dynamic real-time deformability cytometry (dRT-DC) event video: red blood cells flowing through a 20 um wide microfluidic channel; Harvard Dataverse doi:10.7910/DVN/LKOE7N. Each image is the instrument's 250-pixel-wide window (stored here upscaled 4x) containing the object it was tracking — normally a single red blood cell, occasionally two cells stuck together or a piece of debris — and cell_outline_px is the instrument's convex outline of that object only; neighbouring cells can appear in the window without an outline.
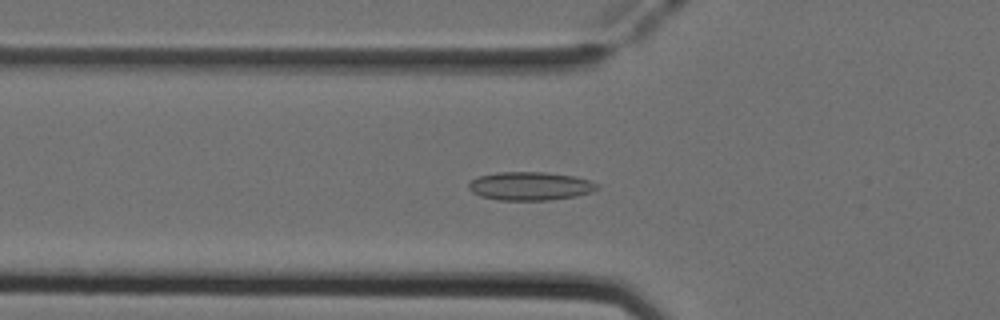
{"species": "Egyptian fruit bat (a non-hibernating species)", "species_latin": "Rousettus aegyptiacus", "temperature_condition": "cold", "stored_images_in_passage": 51, "camera_frame_rate_fps": 3000, "um_per_image_px": 0.085, "animal": {"sex": "female"}, "frame": {"image": 1, "passage_image": 18, "time_ms": 5.667, "image_size_px": [1000, 320], "cell_outline_px": [[600, 188], [592, 192], [576, 196], [552, 200], [500, 200], [480, 196], [472, 192], [468, 188], [468, 184], [472, 180], [480, 176], [500, 172], [544, 172], [572, 176], [588, 180], [600, 184]], "centroid_in_image_um": [45.09, 15.82], "position_along_channel_um": 80.7, "area_um2": 21.27}}
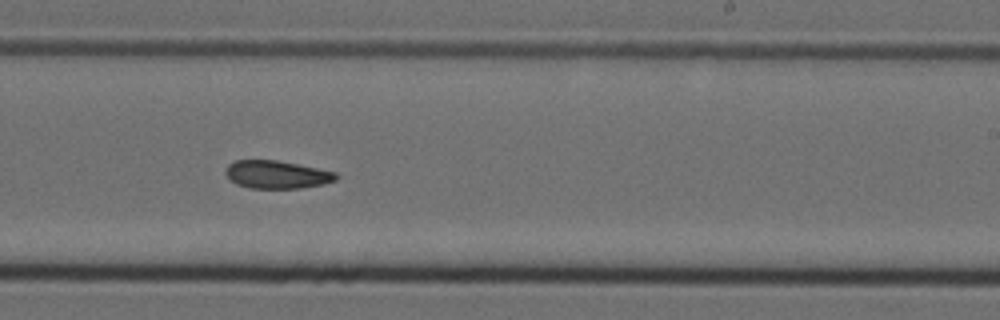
{"frame": {"image": 2, "passage_image": 32, "time_ms": 10.333, "image_size_px": [1000, 320], "cell_outline_px": [[340, 176], [336, 180], [324, 184], [300, 188], [248, 188], [236, 184], [228, 180], [224, 172], [228, 164], [236, 160], [276, 160], [336, 172]], "centroid_in_image_um": [23.49, 14.84], "position_along_channel_um": 265.5, "area_um2": 18.09}}
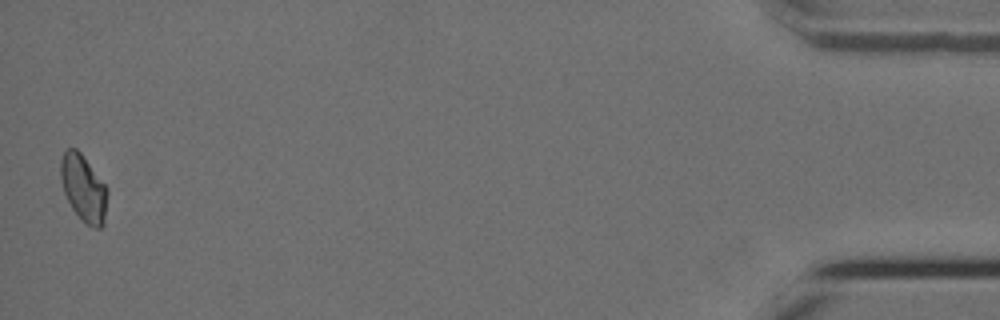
{"frame": {"image": 3, "passage_image": 51, "time_ms": 16.667, "image_size_px": [1000, 320], "cell_outline_px": [[108, 196], [104, 224], [100, 228], [92, 228], [72, 208], [64, 192], [60, 176], [60, 160], [64, 152], [68, 148], [76, 148], [80, 152], [108, 188]], "centroid_in_image_um": [7.11, 15.99], "position_along_channel_um": 428.1, "area_um2": 18.03}, "authors_computed_cell_mechanics": {"area_um2": 18.785, "velocity_mm_per_s": 3.9431, "shape_relaxation_time_tau1_ms": null, "shape_relaxation_time_tau2_ms": 4.8726, "deformation_change_tau1": null, "deformation_change_tau2": 0.0899}}